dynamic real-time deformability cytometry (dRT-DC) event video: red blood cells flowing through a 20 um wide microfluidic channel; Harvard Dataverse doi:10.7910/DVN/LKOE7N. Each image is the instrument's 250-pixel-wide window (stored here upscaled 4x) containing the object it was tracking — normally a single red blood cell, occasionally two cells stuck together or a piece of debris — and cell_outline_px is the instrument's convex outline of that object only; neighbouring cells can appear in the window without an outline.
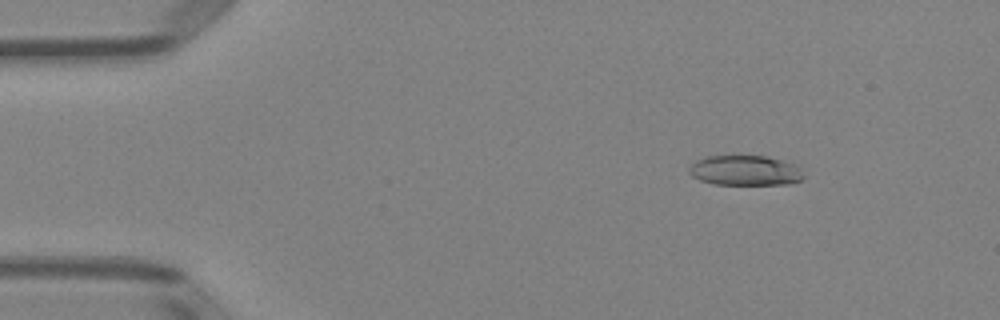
{"species": "Egyptian fruit bat (a non-hibernating species)", "species_latin": "Rousettus aegyptiacus", "temperature_condition": "room temperature", "stored_images_in_passage": 51, "camera_frame_rate_fps": 3000, "um_per_image_px": 0.085, "animal": {"sex": "female"}, "frame": {"image": 1, "passage_image": 7, "time_ms": 2.0, "image_size_px": [1000, 320], "cell_outline_px": [[804, 176], [800, 180], [792, 184], [712, 184], [700, 180], [692, 176], [688, 172], [688, 168], [696, 160], [704, 156], [764, 156], [796, 164], [800, 168]], "centroid_in_image_um": [63.32, 14.49], "position_along_channel_um": 21.7, "area_um2": 20.11}}
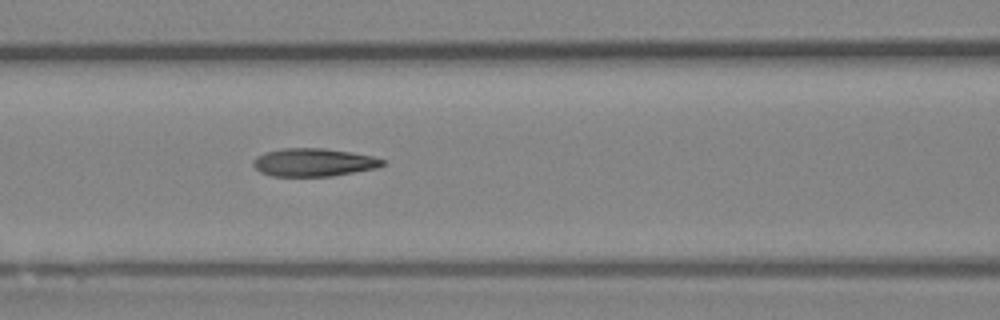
{"frame": {"image": 2, "passage_image": 22, "time_ms": 7.0, "image_size_px": [1000, 320], "cell_outline_px": [[388, 164], [376, 168], [332, 176], [272, 176], [260, 172], [252, 164], [252, 160], [256, 156], [264, 152], [280, 148], [320, 148], [352, 152], [372, 156], [384, 160]], "centroid_in_image_um": [26.64, 13.8], "position_along_channel_um": 140.0, "area_um2": 21.27}}
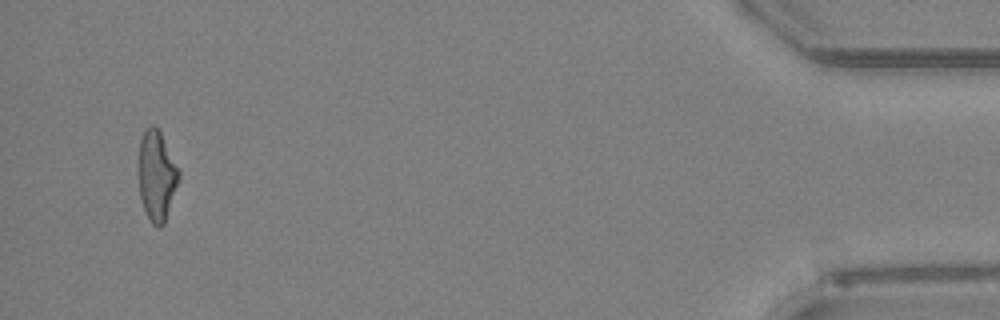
{"frame": {"image": 3, "passage_image": 49, "time_ms": 16.0, "image_size_px": [1000, 320], "cell_outline_px": [[180, 176], [164, 224], [160, 228], [156, 228], [152, 224], [144, 208], [140, 196], [140, 140], [144, 128], [152, 124], [160, 132], [180, 172]], "centroid_in_image_um": [13.33, 14.95], "position_along_channel_um": 421.9, "area_um2": 20.58}, "authors_computed_cell_mechanics": {"area_um2": 21.2704, "velocity_mm_per_s": 4.0226, "shape_relaxation_time_tau1_ms": 6.5348, "shape_relaxation_time_tau2_ms": 2.2834, "deformation_change_tau1": 0.2241, "deformation_change_tau2": 0.1123}}